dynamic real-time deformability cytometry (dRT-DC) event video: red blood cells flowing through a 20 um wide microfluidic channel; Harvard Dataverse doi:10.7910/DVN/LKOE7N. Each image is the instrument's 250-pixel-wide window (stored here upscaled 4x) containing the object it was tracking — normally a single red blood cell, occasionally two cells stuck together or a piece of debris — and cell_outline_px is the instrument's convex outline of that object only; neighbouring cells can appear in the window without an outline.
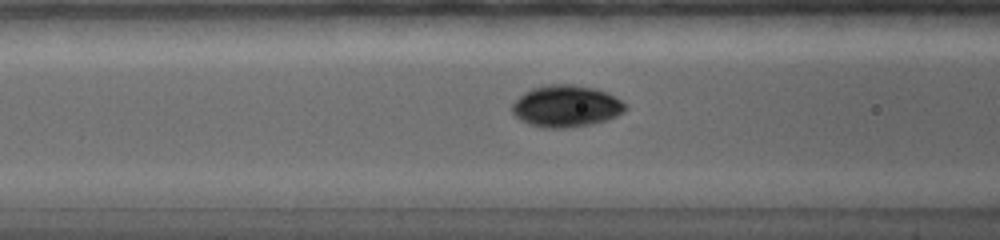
{"species": "common noctule bat (a hibernating species)", "species_latin": "Nyctalus noctula", "temperature_condition": "warm", "stored_images_in_passage": 69, "camera_frame_rate_fps": 5000, "um_per_image_px": 0.085, "animal": {"sex": "female", "body_mass_g": 19.0, "forearm_length_mm": 56.7}, "frame": {"image": 1, "passage_image": 31, "time_ms": 4.8, "image_size_px": [1000, 240], "cell_outline_px": [[628, 108], [624, 112], [608, 120], [592, 124], [564, 128], [544, 128], [528, 124], [520, 120], [512, 112], [512, 104], [524, 92], [532, 88], [548, 84], [572, 84], [592, 88], [604, 92], [620, 100]], "centroid_in_image_um": [48.1, 9.03], "position_along_channel_um": 118.5, "area_um2": 27.46}}
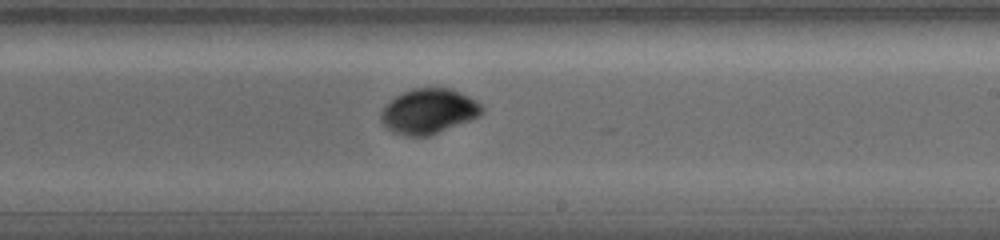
{"frame": {"image": 2, "passage_image": 50, "time_ms": 8.4, "image_size_px": [1000, 240], "cell_outline_px": [[484, 112], [468, 120], [428, 136], [404, 136], [388, 128], [380, 120], [380, 116], [384, 108], [396, 96], [412, 88], [452, 88], [476, 100], [484, 108]], "centroid_in_image_um": [36.44, 9.44], "position_along_channel_um": 252.6, "area_um2": 25.95}}
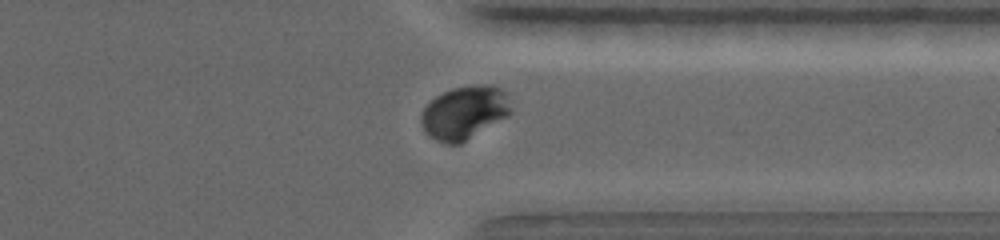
{"frame": {"image": 3, "passage_image": 65, "time_ms": 11.6, "image_size_px": [1000, 240], "cell_outline_px": [[508, 112], [460, 144], [448, 144], [436, 140], [424, 128], [424, 108], [436, 96], [452, 88], [468, 84], [492, 84], [504, 88], [508, 92]], "centroid_in_image_um": [39.48, 9.5], "position_along_channel_um": 371.9, "area_um2": 26.76}, "authors_computed_cell_mechanics": {"area_um2": 26.5302, "velocity_mm_per_s": 3.7372, "shape_relaxation_time_tau1_ms": 4.3492, "shape_relaxation_time_tau2_ms": null, "deformation_change_tau1": 0.1538, "deformation_change_tau2": null}}